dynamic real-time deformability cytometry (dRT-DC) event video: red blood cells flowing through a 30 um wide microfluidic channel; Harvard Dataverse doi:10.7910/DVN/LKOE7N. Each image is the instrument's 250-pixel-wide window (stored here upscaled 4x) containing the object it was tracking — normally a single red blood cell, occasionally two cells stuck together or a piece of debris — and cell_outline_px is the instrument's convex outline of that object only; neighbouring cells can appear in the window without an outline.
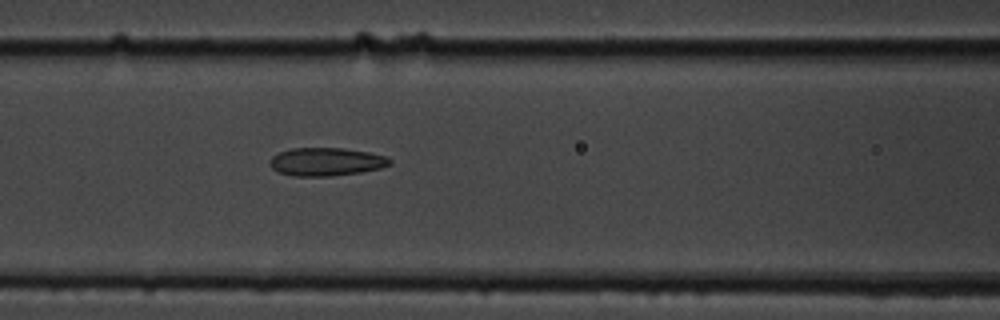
{"species": "common noctule bat (a hibernating species)", "species_latin": "Nyctalus noctula", "temperature_condition": "cold", "stored_images_in_passage": 3, "camera_frame_rate_fps": 3000, "um_per_image_px": 0.085, "animal": {"sex": "male", "body_mass_g": 19.5, "forearm_length_mm": 54.6}, "frame": {"image": 1, "passage_image": 3, "time_ms": 2.333, "image_size_px": [1000, 320], "cell_outline_px": [[392, 164], [380, 168], [360, 172], [332, 176], [292, 176], [276, 172], [268, 164], [268, 160], [272, 156], [280, 152], [292, 148], [344, 148], [368, 152], [388, 156], [392, 160]], "centroid_in_image_um": [27.71, 13.75], "position_along_channel_um": 138.9, "area_um2": 19.94}}